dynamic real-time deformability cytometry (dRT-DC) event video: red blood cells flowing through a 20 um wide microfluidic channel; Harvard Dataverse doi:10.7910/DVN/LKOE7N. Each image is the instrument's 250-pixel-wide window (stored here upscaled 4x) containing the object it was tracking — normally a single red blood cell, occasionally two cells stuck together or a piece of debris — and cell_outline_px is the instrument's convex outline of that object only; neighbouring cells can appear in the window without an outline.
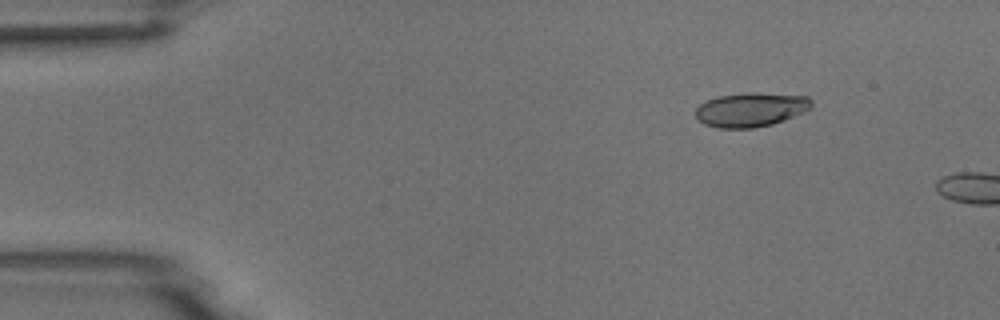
{"species": "common noctule bat (a hibernating species)", "species_latin": "Nyctalus noctula", "temperature_condition": "room temperature", "stored_images_in_passage": 3, "camera_frame_rate_fps": 3000, "um_per_image_px": 0.085, "animal": {"sex": "male", "body_mass_g": 18.8}, "frame": {"image": 1, "passage_image": 2, "time_ms": 1.333, "image_size_px": [1000, 320], "cell_outline_px": [[812, 108], [804, 112], [784, 120], [772, 124], [752, 128], [716, 128], [704, 124], [696, 116], [696, 108], [700, 104], [708, 100], [720, 96], [752, 92], [808, 96], [812, 100]], "centroid_in_image_um": [63.85, 9.32], "position_along_channel_um": 21.2, "area_um2": 23.0}}